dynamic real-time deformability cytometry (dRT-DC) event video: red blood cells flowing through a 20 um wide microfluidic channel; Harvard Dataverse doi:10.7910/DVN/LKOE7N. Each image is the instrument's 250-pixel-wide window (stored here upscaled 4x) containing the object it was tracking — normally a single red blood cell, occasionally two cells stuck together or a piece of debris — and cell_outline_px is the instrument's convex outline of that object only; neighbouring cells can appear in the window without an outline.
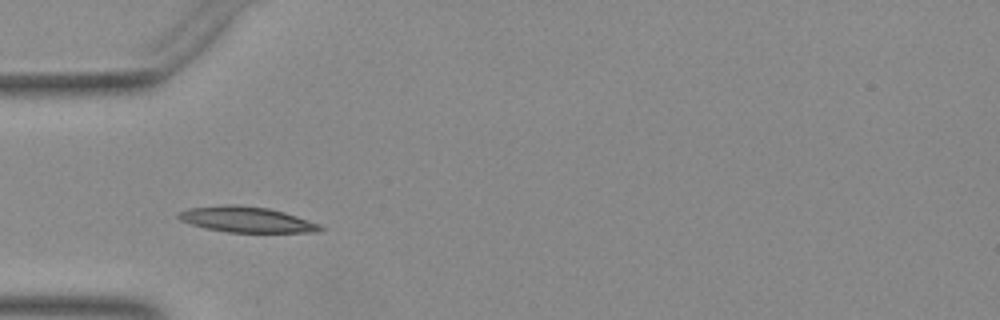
{"species": "Egyptian fruit bat (a non-hibernating species)", "species_latin": "Rousettus aegyptiacus", "temperature_condition": "warm", "stored_images_in_passage": 31, "camera_frame_rate_fps": 3000, "um_per_image_px": 0.085, "animal": {"sex": "female"}, "frame": {"image": 1, "passage_image": 1, "time_ms": 0.0, "image_size_px": [1000, 320], "cell_outline_px": [[324, 228], [316, 232], [228, 232], [204, 228], [180, 220], [176, 216], [180, 212], [188, 208], [224, 204], [236, 204], [268, 208], [284, 212], [320, 224]], "centroid_in_image_um": [20.93, 18.65], "position_along_channel_um": 64.1, "area_um2": 21.1}}
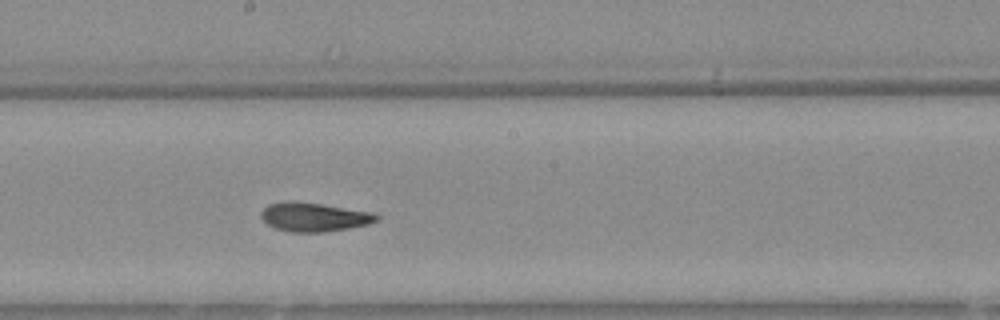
{"frame": {"image": 2, "passage_image": 13, "time_ms": 4.0, "image_size_px": [1000, 320], "cell_outline_px": [[380, 216], [376, 220], [368, 224], [348, 228], [324, 232], [288, 232], [276, 228], [268, 224], [260, 216], [260, 212], [268, 204], [320, 204], [376, 212]], "centroid_in_image_um": [26.77, 18.49], "position_along_channel_um": 221.4, "area_um2": 18.73}}
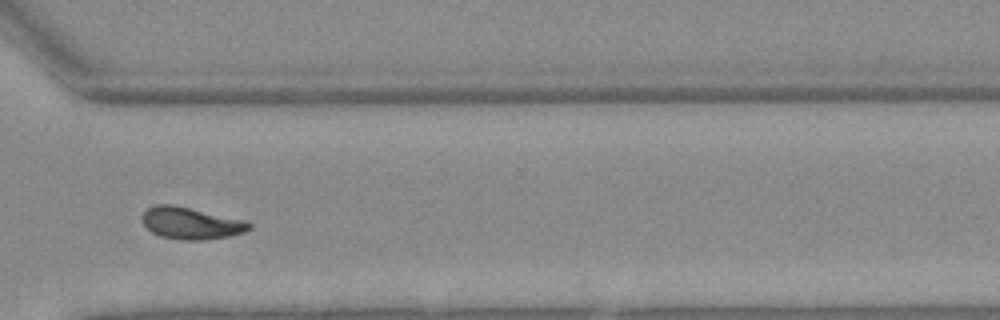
{"frame": {"image": 3, "passage_image": 23, "time_ms": 7.333, "image_size_px": [1000, 320], "cell_outline_px": [[252, 228], [244, 232], [228, 236], [204, 240], [184, 240], [160, 236], [152, 232], [144, 224], [140, 216], [148, 208], [156, 204], [172, 204], [248, 220], [252, 224]], "centroid_in_image_um": [16.26, 18.96], "position_along_channel_um": 354.3, "area_um2": 20.06}}